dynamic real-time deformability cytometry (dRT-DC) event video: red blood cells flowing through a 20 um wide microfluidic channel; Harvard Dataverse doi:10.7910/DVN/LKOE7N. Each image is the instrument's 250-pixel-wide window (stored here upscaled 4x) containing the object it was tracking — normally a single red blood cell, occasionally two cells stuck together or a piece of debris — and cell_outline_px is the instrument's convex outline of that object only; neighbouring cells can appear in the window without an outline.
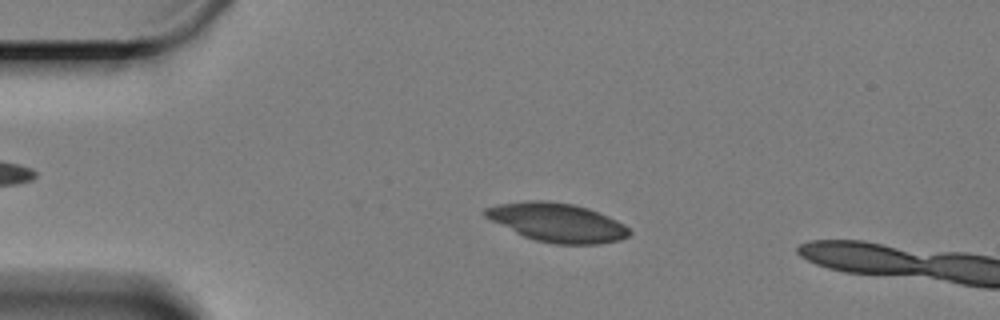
{"species": "Egyptian fruit bat (a non-hibernating species)", "species_latin": "Rousettus aegyptiacus", "temperature_condition": "cold", "stored_images_in_passage": 61, "camera_frame_rate_fps": 3000, "um_per_image_px": 0.085, "animal": {"sex": "female"}, "frame": {"image": 1, "passage_image": 13, "time_ms": 4.0, "image_size_px": [1000, 320], "cell_outline_px": [[632, 232], [628, 236], [620, 240], [600, 244], [556, 244], [536, 240], [524, 236], [484, 216], [484, 208], [500, 204], [524, 200], [548, 200], [572, 204], [588, 208], [608, 216], [624, 224]], "centroid_in_image_um": [47.39, 18.9], "position_along_channel_um": 37.6, "area_um2": 32.37}}
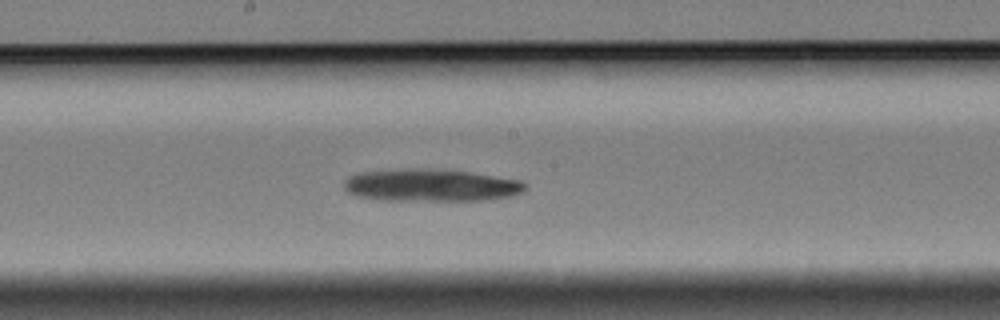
{"frame": {"image": 2, "passage_image": 32, "time_ms": 10.333, "image_size_px": [1000, 320], "cell_outline_px": [[528, 188], [524, 192], [512, 196], [484, 200], [380, 200], [356, 196], [348, 192], [344, 188], [344, 180], [348, 176], [360, 172], [408, 168], [444, 168], [472, 172], [520, 180], [528, 184]], "centroid_in_image_um": [36.66, 15.73], "position_along_channel_um": 211.5, "area_um2": 34.85}}
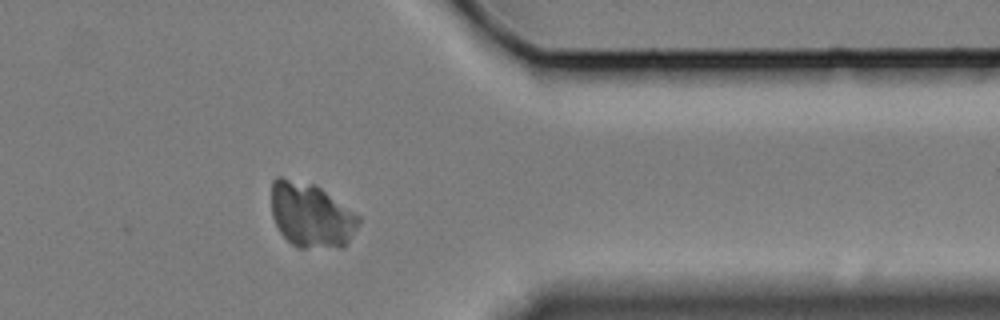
{"frame": {"image": 3, "passage_image": 49, "time_ms": 16.0, "image_size_px": [1000, 320], "cell_outline_px": [[360, 224], [344, 248], [296, 248], [280, 232], [272, 216], [272, 180], [276, 176], [280, 176], [316, 184], [360, 216]], "centroid_in_image_um": [26.45, 18.29], "position_along_channel_um": 384.9, "area_um2": 33.35}}